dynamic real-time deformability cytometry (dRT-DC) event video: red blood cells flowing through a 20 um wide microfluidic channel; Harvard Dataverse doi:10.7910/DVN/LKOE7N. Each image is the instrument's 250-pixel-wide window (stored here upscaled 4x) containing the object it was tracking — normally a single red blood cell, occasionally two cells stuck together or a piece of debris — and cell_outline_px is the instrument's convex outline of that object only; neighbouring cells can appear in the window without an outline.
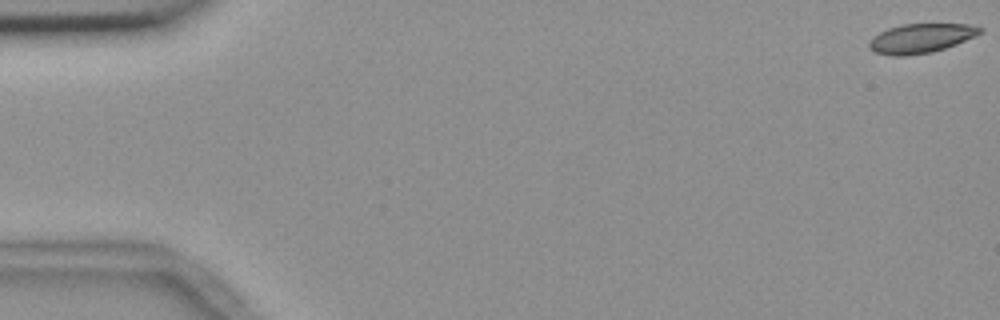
{"species": "common noctule bat (a hibernating species)", "species_latin": "Nyctalus noctula", "temperature_condition": "room temperature", "stored_images_in_passage": 56, "camera_frame_rate_fps": 3000, "um_per_image_px": 0.085, "animal": {"sex": "female", "body_mass_g": 18.4}, "frame": {"image": 1, "passage_image": 1, "time_ms": 0.0, "image_size_px": [1000, 320], "cell_outline_px": [[984, 32], [956, 44], [932, 52], [904, 56], [892, 56], [876, 52], [868, 48], [868, 44], [880, 32], [888, 28], [900, 24], [968, 24], [984, 28]], "centroid_in_image_um": [78.3, 3.25], "position_along_channel_um": 6.7, "area_um2": 18.84}}
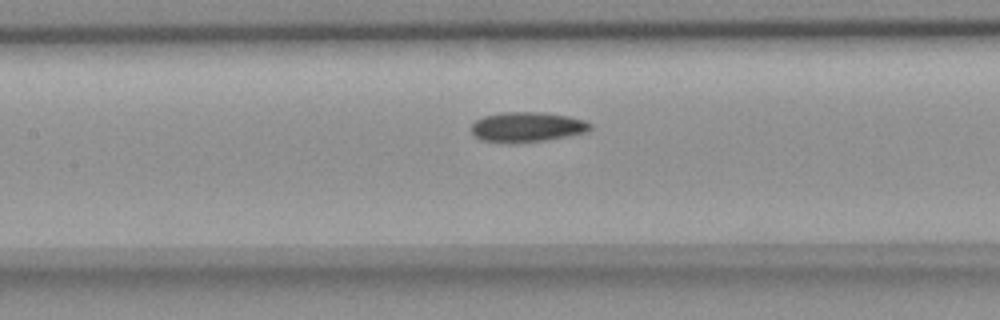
{"frame": {"image": 2, "passage_image": 26, "time_ms": 8.333, "image_size_px": [1000, 320], "cell_outline_px": [[592, 128], [588, 132], [544, 140], [516, 144], [480, 140], [472, 132], [472, 124], [476, 120], [484, 116], [500, 112], [544, 112], [568, 116], [584, 120], [592, 124]], "centroid_in_image_um": [44.81, 10.8], "position_along_channel_um": 162.6, "area_um2": 20.92}}
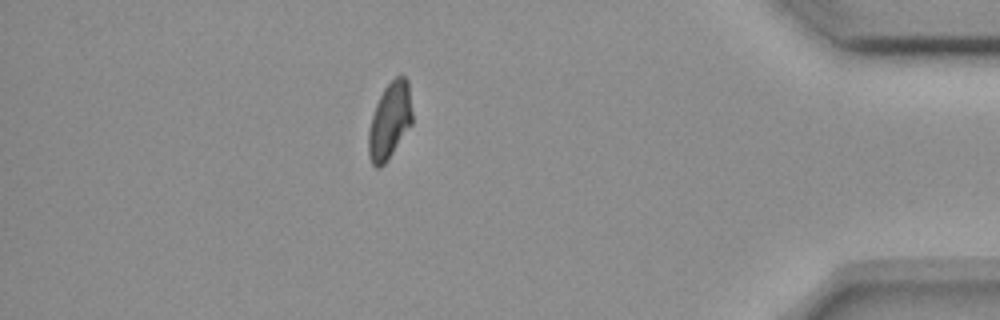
{"frame": {"image": 3, "passage_image": 49, "time_ms": 16.0, "image_size_px": [1000, 320], "cell_outline_px": [[412, 124], [388, 160], [380, 168], [376, 168], [372, 164], [368, 156], [368, 132], [372, 116], [376, 104], [384, 88], [400, 72], [408, 80], [412, 112]], "centroid_in_image_um": [33.13, 10.27], "position_along_channel_um": 402.1, "area_um2": 19.65}, "authors_computed_cell_mechanics": {"area_um2": 20.0566, "velocity_mm_per_s": 3.6753, "shape_relaxation_time_tau1_ms": null, "shape_relaxation_time_tau2_ms": 7.413, "deformation_change_tau1": null, "deformation_change_tau2": 0.109}}